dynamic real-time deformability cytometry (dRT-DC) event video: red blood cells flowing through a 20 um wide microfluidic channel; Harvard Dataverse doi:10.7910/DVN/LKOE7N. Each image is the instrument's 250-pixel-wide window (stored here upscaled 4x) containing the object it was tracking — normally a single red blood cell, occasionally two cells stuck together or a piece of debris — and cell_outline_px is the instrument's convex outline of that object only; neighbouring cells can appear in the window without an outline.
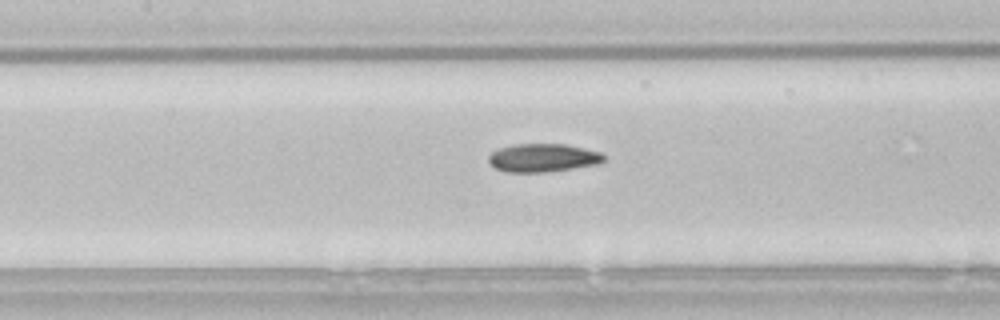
{"species": "common noctule bat (a hibernating species)", "species_latin": "Nyctalus noctula", "temperature_condition": "room temperature", "stored_images_in_passage": 39, "camera_frame_rate_fps": 3000, "um_per_image_px": 0.085, "animal": {"sex": "male", "body_mass_g": 21.5, "forearm_length_mm": 52.0}, "frame": {"image": 1, "passage_image": 12, "time_ms": 3.667, "image_size_px": [1000, 320], "cell_outline_px": [[608, 160], [600, 164], [548, 172], [504, 172], [496, 168], [488, 160], [488, 156], [492, 152], [500, 148], [512, 144], [564, 144], [584, 148], [600, 152], [608, 156]], "centroid_in_image_um": [46.22, 13.42], "position_along_channel_um": 161.2, "area_um2": 19.25}}
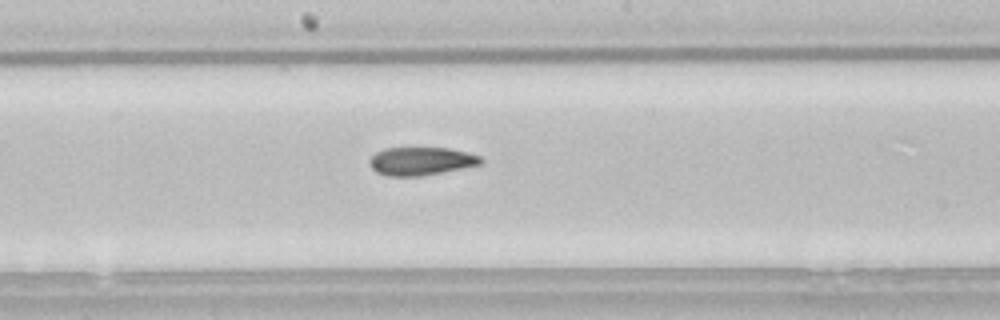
{"frame": {"image": 2, "passage_image": 16, "time_ms": 5.0, "image_size_px": [1000, 320], "cell_outline_px": [[484, 160], [480, 164], [420, 176], [388, 176], [376, 172], [372, 168], [368, 160], [376, 152], [384, 148], [448, 148], [480, 156]], "centroid_in_image_um": [35.74, 13.69], "position_along_channel_um": 212.5, "area_um2": 17.98}}
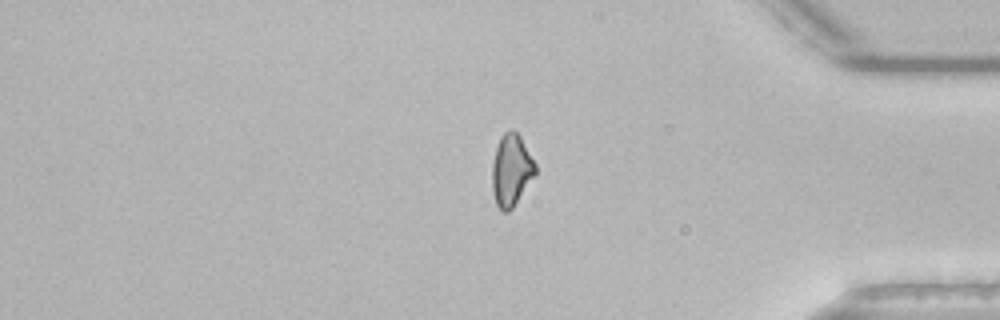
{"frame": {"image": 3, "passage_image": 32, "time_ms": 10.333, "image_size_px": [1000, 320], "cell_outline_px": [[536, 172], [512, 208], [508, 212], [500, 212], [496, 204], [492, 192], [492, 164], [496, 148], [500, 136], [504, 132], [512, 128], [520, 136], [536, 164]], "centroid_in_image_um": [43.43, 14.46], "position_along_channel_um": 391.8, "area_um2": 18.03}}